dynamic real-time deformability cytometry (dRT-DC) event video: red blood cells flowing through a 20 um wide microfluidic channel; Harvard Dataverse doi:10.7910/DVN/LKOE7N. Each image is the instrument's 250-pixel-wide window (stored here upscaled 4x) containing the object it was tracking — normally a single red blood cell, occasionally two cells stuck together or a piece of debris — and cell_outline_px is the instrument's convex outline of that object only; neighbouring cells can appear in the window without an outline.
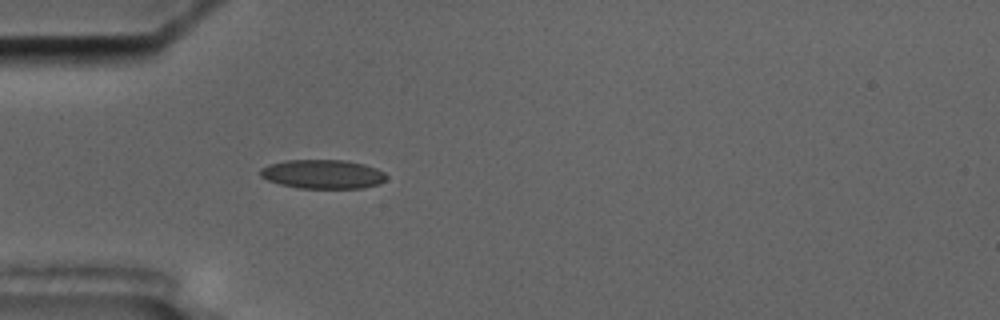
{"species": "common noctule bat (a hibernating species)", "species_latin": "Nyctalus noctula", "temperature_condition": "cold", "stored_images_in_passage": 3, "camera_frame_rate_fps": 3000, "um_per_image_px": 0.085, "animal": {"sex": "male", "body_mass_g": 17.5, "forearm_length_mm": 52.3}, "frame": {"image": 1, "passage_image": 3, "time_ms": 5.667, "image_size_px": [1000, 320], "cell_outline_px": [[388, 176], [380, 184], [364, 188], [300, 188], [280, 184], [268, 180], [260, 176], [260, 168], [268, 164], [284, 160], [344, 160], [364, 164], [376, 168], [384, 172]], "centroid_in_image_um": [27.43, 14.8], "position_along_channel_um": 57.6, "area_um2": 21.44}}